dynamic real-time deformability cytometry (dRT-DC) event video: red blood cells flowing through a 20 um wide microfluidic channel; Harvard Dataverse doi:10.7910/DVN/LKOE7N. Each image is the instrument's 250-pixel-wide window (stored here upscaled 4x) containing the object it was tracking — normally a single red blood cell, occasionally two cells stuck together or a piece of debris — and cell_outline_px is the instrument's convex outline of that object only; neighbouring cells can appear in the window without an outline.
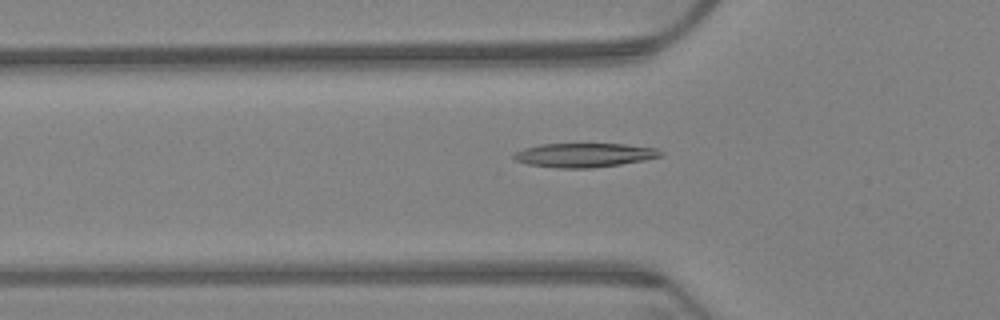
{"species": "Egyptian fruit bat (a non-hibernating species)", "species_latin": "Rousettus aegyptiacus", "temperature_condition": "warm", "stored_images_in_passage": 39, "camera_frame_rate_fps": 3000, "um_per_image_px": 0.085, "animal": {"sex": "female"}, "frame": {"image": 1, "passage_image": 5, "time_ms": 1.333, "image_size_px": [1000, 320], "cell_outline_px": [[664, 156], [644, 160], [620, 164], [588, 168], [560, 168], [528, 164], [516, 160], [512, 156], [516, 152], [524, 148], [540, 144], [624, 144], [656, 148], [664, 152]], "centroid_in_image_um": [49.7, 13.18], "position_along_channel_um": 76.1, "area_um2": 20.46}}
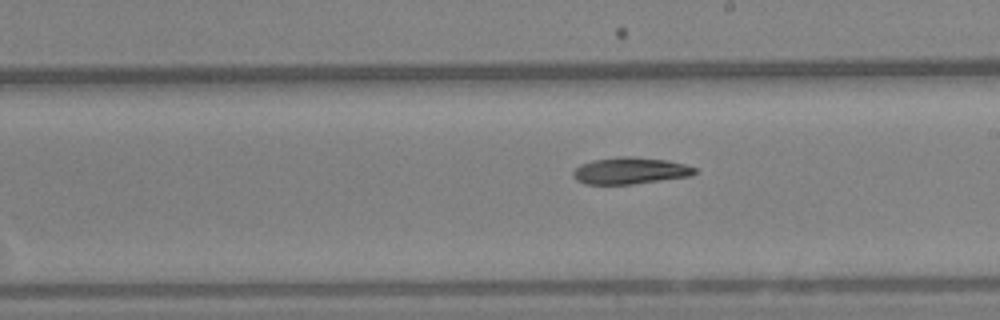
{"frame": {"image": 2, "passage_image": 20, "time_ms": 6.333, "image_size_px": [1000, 320], "cell_outline_px": [[696, 172], [688, 176], [632, 184], [584, 184], [576, 180], [572, 176], [572, 172], [580, 164], [592, 160], [620, 156], [632, 156], [668, 160], [684, 164], [696, 168]], "centroid_in_image_um": [53.51, 14.5], "position_along_channel_um": 235.5, "area_um2": 18.9}}
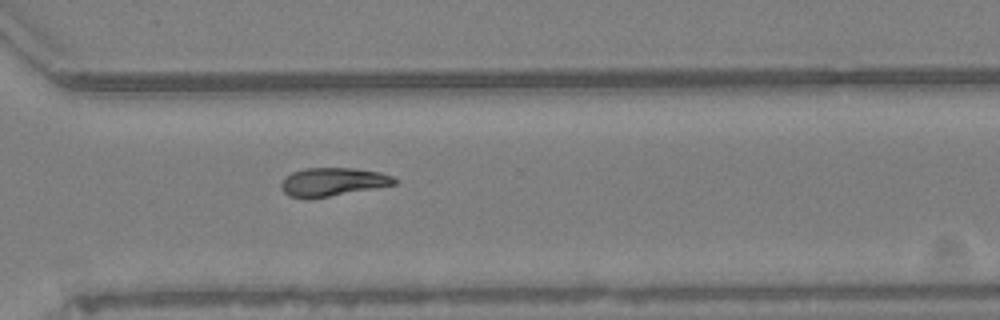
{"frame": {"image": 3, "passage_image": 30, "time_ms": 9.667, "image_size_px": [1000, 320], "cell_outline_px": [[396, 184], [328, 196], [288, 196], [280, 188], [280, 184], [284, 176], [292, 172], [304, 168], [352, 168], [380, 172], [392, 176], [396, 180]], "centroid_in_image_um": [28.25, 15.42], "position_along_channel_um": 342.3, "area_um2": 18.21}}